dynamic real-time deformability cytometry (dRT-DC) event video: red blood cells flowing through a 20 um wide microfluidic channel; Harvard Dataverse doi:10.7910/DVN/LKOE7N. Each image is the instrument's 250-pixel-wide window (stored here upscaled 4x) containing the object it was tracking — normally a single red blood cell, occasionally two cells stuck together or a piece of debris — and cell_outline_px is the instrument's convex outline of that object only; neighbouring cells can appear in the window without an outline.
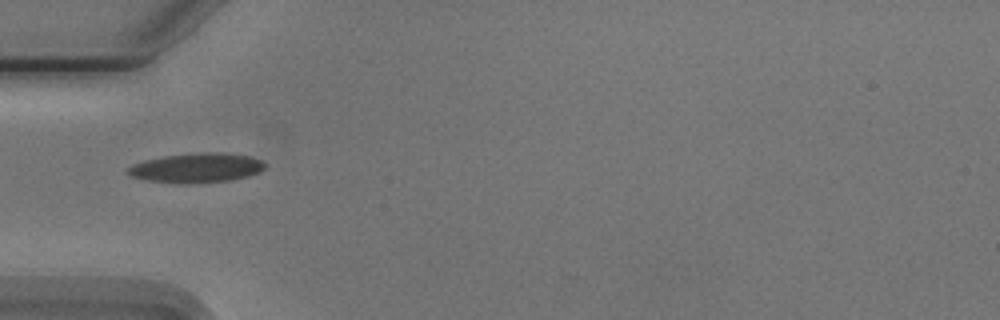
{"species": "Egyptian fruit bat (a non-hibernating species)", "species_latin": "Rousettus aegyptiacus", "temperature_condition": "cold", "stored_images_in_passage": 4, "camera_frame_rate_fps": 3000, "um_per_image_px": 0.085, "animal": {"sex": "male"}, "frame": {"image": 1, "passage_image": 1, "time_ms": 0.0, "image_size_px": [1000, 320], "cell_outline_px": [[268, 164], [264, 168], [248, 176], [228, 180], [188, 184], [176, 184], [148, 180], [132, 176], [124, 172], [132, 164], [144, 160], [164, 156], [200, 152], [220, 152], [248, 156], [260, 160]], "centroid_in_image_um": [16.66, 14.27], "position_along_channel_um": 68.3, "area_um2": 23.58}}
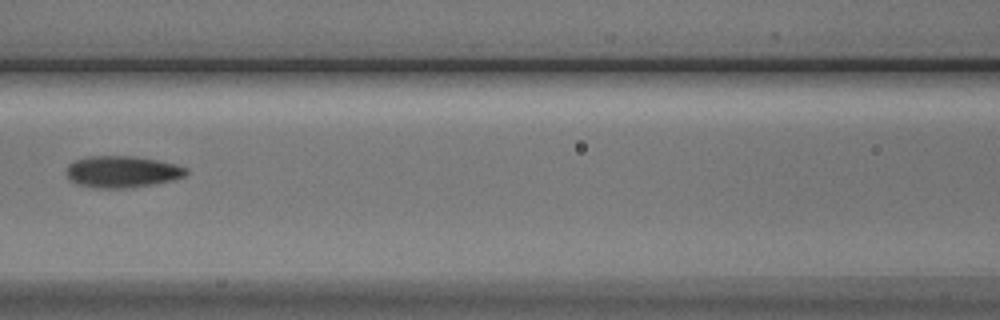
{"frame": {"image": 2, "passage_image": 3, "time_ms": 2.333, "image_size_px": [1000, 320], "cell_outline_px": [[188, 172], [184, 176], [172, 180], [132, 188], [96, 188], [76, 184], [68, 180], [68, 164], [76, 160], [88, 156], [132, 156], [156, 160], [176, 164], [188, 168]], "centroid_in_image_um": [10.38, 14.6], "position_along_channel_um": 156.2, "area_um2": 22.08}}
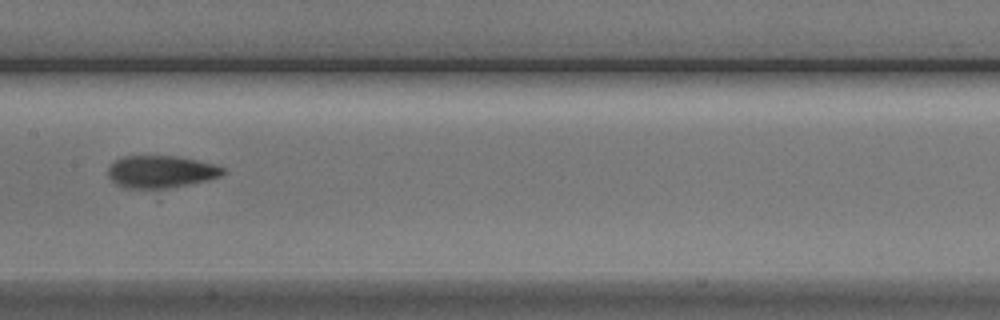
{"frame": {"image": 3, "passage_image": 4, "time_ms": 3.333, "image_size_px": [1000, 320], "cell_outline_px": [[228, 172], [220, 176], [208, 180], [168, 188], [124, 188], [116, 184], [108, 176], [108, 168], [116, 160], [124, 156], [176, 156], [196, 160], [212, 164], [224, 168]], "centroid_in_image_um": [13.68, 14.6], "position_along_channel_um": 193.7, "area_um2": 21.5}}